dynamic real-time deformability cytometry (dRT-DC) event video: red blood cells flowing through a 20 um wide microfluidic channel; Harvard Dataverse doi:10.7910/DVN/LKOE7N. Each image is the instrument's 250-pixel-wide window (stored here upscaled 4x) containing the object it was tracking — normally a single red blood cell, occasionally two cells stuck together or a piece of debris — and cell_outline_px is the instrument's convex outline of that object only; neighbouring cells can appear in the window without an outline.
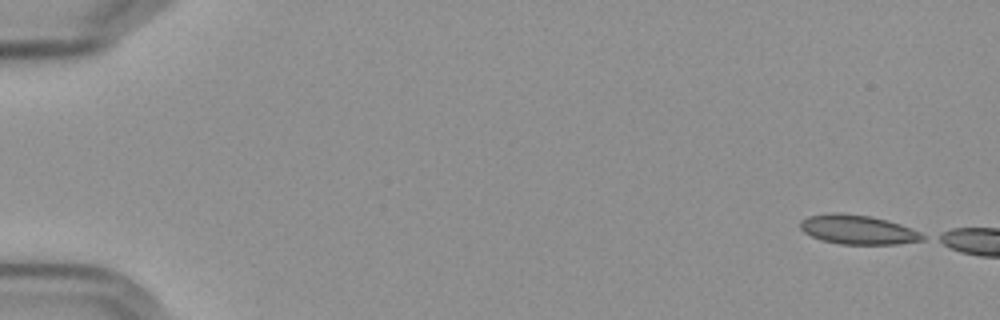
{"species": "Egyptian fruit bat (a non-hibernating species)", "species_latin": "Rousettus aegyptiacus", "temperature_condition": "cold", "stored_images_in_passage": 14, "camera_frame_rate_fps": 3000, "um_per_image_px": 0.085, "frame": {"image": 1, "passage_image": 1, "time_ms": 0.0, "image_size_px": [1000, 320], "cell_outline_px": [[928, 236], [924, 240], [896, 244], [840, 244], [820, 240], [804, 232], [800, 228], [800, 220], [808, 216], [832, 212], [868, 216], [900, 224], [920, 232]], "centroid_in_image_um": [72.9, 19.53], "position_along_channel_um": 12.1, "area_um2": 20.75}}